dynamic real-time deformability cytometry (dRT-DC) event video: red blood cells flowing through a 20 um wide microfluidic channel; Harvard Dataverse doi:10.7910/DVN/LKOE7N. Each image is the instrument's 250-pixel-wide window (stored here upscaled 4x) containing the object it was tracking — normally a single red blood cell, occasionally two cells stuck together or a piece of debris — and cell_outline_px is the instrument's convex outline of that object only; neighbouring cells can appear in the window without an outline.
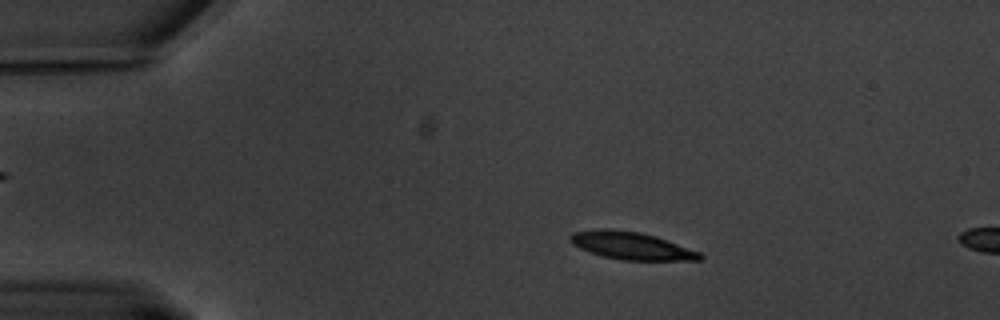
{"species": "common noctule bat (a hibernating species)", "species_latin": "Nyctalus noctula", "temperature_condition": "warm", "stored_images_in_passage": 15, "camera_frame_rate_fps": 3000, "um_per_image_px": 0.085, "animal": {"sex": "male", "body_mass_g": 20.1, "forearm_length_mm": 53.5}, "frame": {"image": 1, "passage_image": 11, "time_ms": 3.333, "image_size_px": [1000, 320], "cell_outline_px": [[704, 256], [700, 260], [620, 260], [604, 256], [580, 248], [572, 244], [568, 240], [568, 236], [572, 232], [600, 228], [608, 228], [640, 232], [656, 236], [700, 252]], "centroid_in_image_um": [53.63, 20.87], "position_along_channel_um": 31.4, "area_um2": 20.87}}